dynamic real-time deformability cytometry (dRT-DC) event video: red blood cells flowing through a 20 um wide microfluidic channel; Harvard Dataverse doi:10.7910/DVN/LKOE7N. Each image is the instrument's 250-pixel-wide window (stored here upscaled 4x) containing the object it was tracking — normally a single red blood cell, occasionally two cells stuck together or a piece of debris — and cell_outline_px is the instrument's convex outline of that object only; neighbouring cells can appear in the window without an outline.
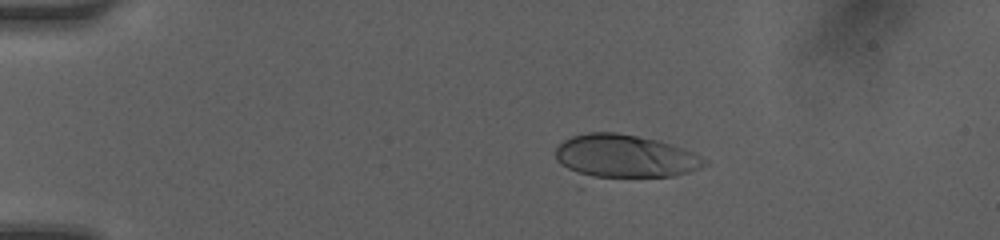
{"species": "human", "species_latin": "Homo sapiens", "temperature_condition": "room temperature", "stored_images_in_passage": 48, "camera_frame_rate_fps": 3000, "um_per_image_px": 0.085, "donor": {"sex": "female"}, "frame": {"image": 1, "passage_image": 9, "time_ms": 2.667, "image_size_px": [1000, 240], "cell_outline_px": [[708, 164], [700, 168], [676, 176], [588, 180], [584, 180], [560, 164], [556, 160], [556, 148], [564, 140], [572, 136], [588, 132], [616, 132], [660, 140], [696, 152], [708, 160]], "centroid_in_image_um": [53.1, 13.33], "position_along_channel_um": 31.9, "area_um2": 39.07}}
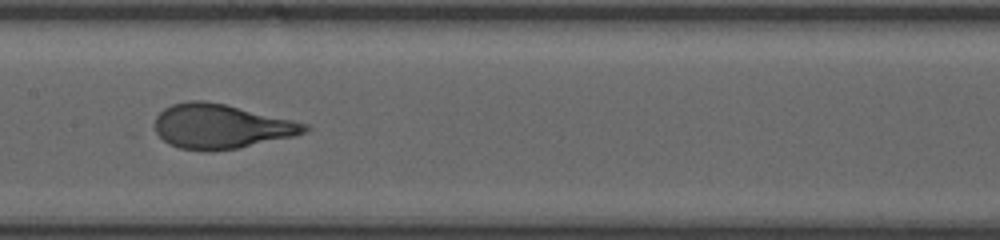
{"frame": {"image": 2, "passage_image": 25, "time_ms": 8.0, "image_size_px": [1000, 240], "cell_outline_px": [[312, 128], [296, 136], [240, 148], [180, 148], [168, 144], [156, 132], [156, 116], [164, 108], [172, 104], [188, 100], [204, 100], [224, 104], [292, 120], [308, 124]], "centroid_in_image_um": [18.82, 10.71], "position_along_channel_um": 188.6, "area_um2": 38.03}}
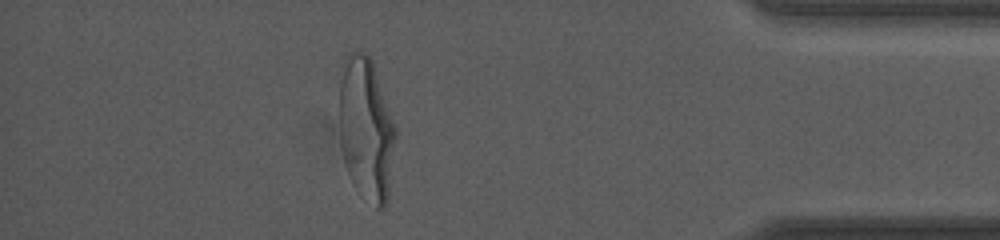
{"frame": {"image": 3, "passage_image": 43, "time_ms": 14.0, "image_size_px": [1000, 240], "cell_outline_px": [[396, 136], [388, 196], [384, 208], [376, 208], [352, 184], [344, 160], [340, 144], [340, 84], [344, 60], [356, 48], [364, 52], [372, 60], [396, 128]], "centroid_in_image_um": [31.13, 10.96], "position_along_channel_um": 404.1, "area_um2": 46.59}, "authors_computed_cell_mechanics": {"area_um2": 39.1595, "velocity_mm_per_s": 4.1918, "shape_relaxation_time_tau1_ms": 3.3756, "shape_relaxation_time_tau2_ms": null, "deformation_change_tau1": 0.1972, "deformation_change_tau2": null}}